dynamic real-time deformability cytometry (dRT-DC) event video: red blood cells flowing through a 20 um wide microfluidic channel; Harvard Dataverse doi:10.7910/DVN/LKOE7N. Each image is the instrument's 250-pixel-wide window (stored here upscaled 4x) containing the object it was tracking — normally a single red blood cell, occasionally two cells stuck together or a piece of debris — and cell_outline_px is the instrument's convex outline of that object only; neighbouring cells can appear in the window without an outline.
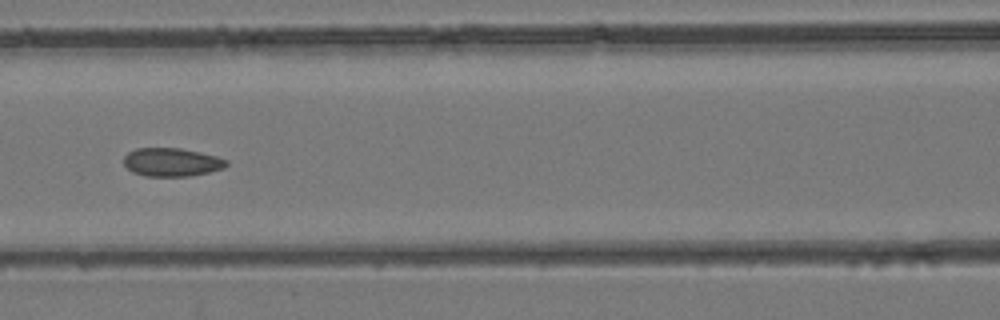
{"species": "common noctule bat (a hibernating species)", "species_latin": "Nyctalus noctula", "temperature_condition": "room temperature", "stored_images_in_passage": 5, "camera_frame_rate_fps": 3000, "um_per_image_px": 0.085, "animal": {"sex": "female", "body_mass_g": 24.6, "forearm_length_mm": 56.2}, "frame": {"image": 1, "passage_image": 5, "time_ms": 5.333, "image_size_px": [1000, 320], "cell_outline_px": [[228, 164], [224, 168], [208, 172], [188, 176], [144, 176], [132, 172], [124, 164], [124, 156], [128, 152], [136, 148], [180, 148], [200, 152], [216, 156], [228, 160]], "centroid_in_image_um": [14.59, 13.78], "position_along_channel_um": 152.0, "area_um2": 16.99}}